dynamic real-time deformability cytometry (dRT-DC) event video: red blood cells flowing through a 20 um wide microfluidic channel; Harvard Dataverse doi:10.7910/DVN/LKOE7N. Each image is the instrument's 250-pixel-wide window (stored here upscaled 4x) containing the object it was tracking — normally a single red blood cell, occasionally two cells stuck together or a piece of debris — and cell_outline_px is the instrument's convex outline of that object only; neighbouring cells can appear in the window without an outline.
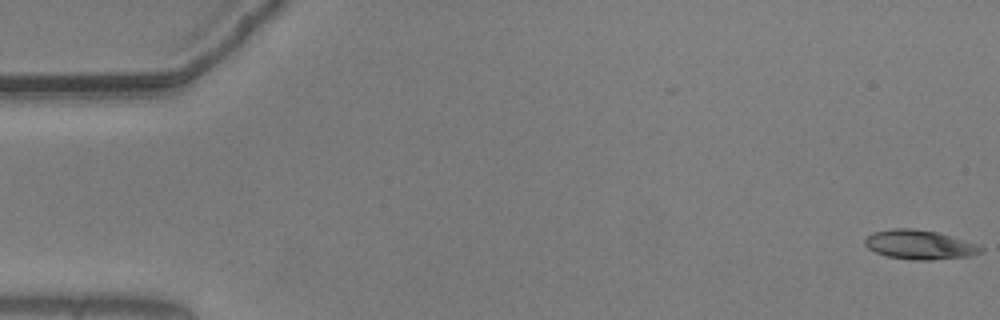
{"species": "common noctule bat (a hibernating species)", "species_latin": "Nyctalus noctula", "temperature_condition": "warm", "stored_images_in_passage": 55, "camera_frame_rate_fps": 3000, "um_per_image_px": 0.085, "animal": {"sex": "male", "body_mass_g": 20.5, "forearm_length_mm": 52.5}, "frame": {"image": 1, "passage_image": 1, "time_ms": 0.0, "image_size_px": [1000, 320], "cell_outline_px": [[984, 252], [972, 256], [932, 260], [912, 260], [888, 256], [876, 252], [868, 248], [864, 244], [864, 240], [872, 232], [892, 228], [912, 228], [936, 232], [976, 244], [984, 248]], "centroid_in_image_um": [78.16, 20.8], "position_along_channel_um": 6.8, "area_um2": 19.77}}
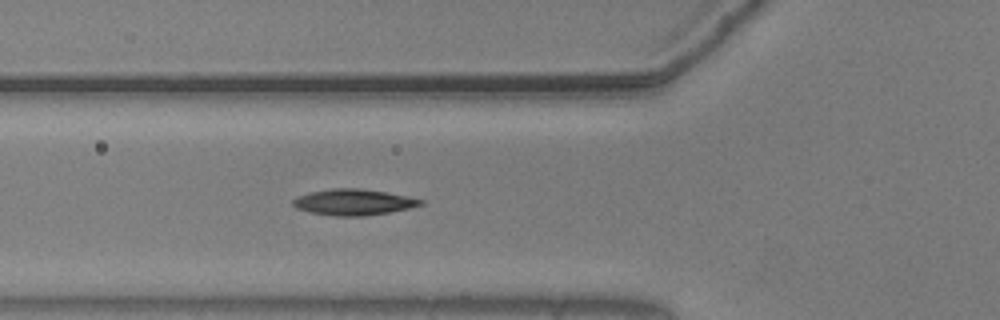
{"frame": {"image": 2, "passage_image": 20, "time_ms": 6.333, "image_size_px": [1000, 320], "cell_outline_px": [[424, 204], [408, 208], [388, 212], [364, 216], [336, 216], [312, 212], [296, 208], [292, 204], [292, 200], [300, 196], [312, 192], [332, 188], [360, 188], [408, 196], [424, 200]], "centroid_in_image_um": [30.07, 17.18], "position_along_channel_um": 95.7, "area_um2": 19.07}}
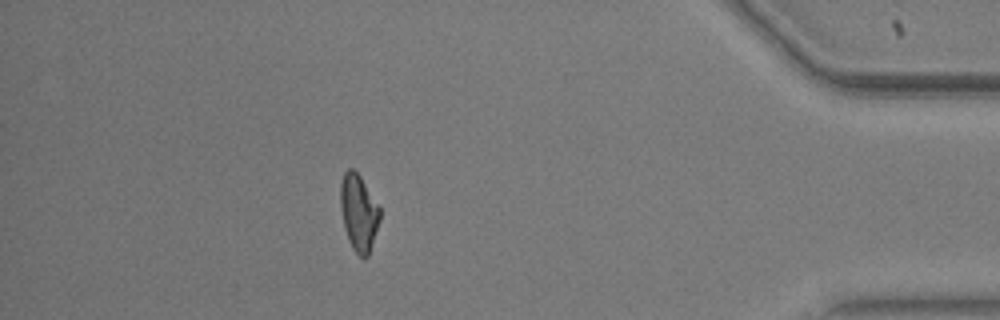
{"frame": {"image": 3, "passage_image": 49, "time_ms": 16.0, "image_size_px": [1000, 320], "cell_outline_px": [[380, 220], [368, 256], [364, 260], [352, 248], [348, 240], [344, 228], [340, 208], [340, 184], [344, 172], [348, 168], [352, 168], [360, 176], [380, 208]], "centroid_in_image_um": [30.47, 18.08], "position_along_channel_um": 404.7, "area_um2": 17.63}, "authors_computed_cell_mechanics": {"area_um2": 18.3226, "velocity_mm_per_s": 3.6712, "shape_relaxation_time_tau1_ms": 7.5338, "shape_relaxation_time_tau2_ms": 2.4703, "deformation_change_tau1": 0.1908, "deformation_change_tau2": 0.1015}}